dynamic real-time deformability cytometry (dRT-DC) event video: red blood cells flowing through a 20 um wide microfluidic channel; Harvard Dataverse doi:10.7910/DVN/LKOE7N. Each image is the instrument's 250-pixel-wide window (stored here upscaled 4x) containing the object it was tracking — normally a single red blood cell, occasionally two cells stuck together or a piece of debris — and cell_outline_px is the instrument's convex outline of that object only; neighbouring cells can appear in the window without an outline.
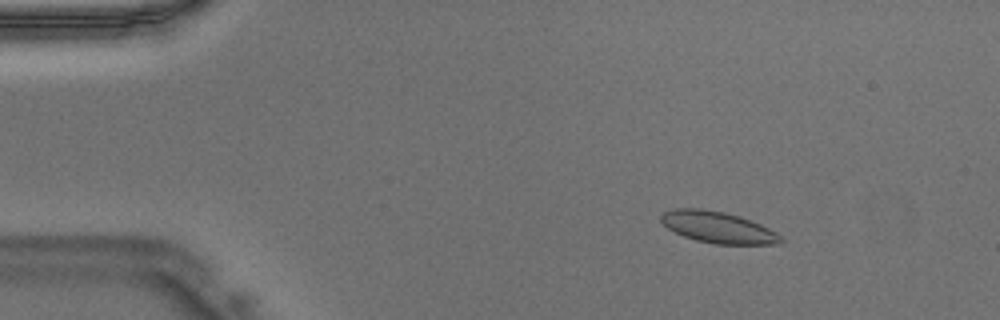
{"species": "Egyptian fruit bat (a non-hibernating species)", "species_latin": "Rousettus aegyptiacus", "temperature_condition": "warm", "stored_images_in_passage": 47, "camera_frame_rate_fps": 3000, "um_per_image_px": 0.085, "animal": {"sex": "male"}, "frame": {"image": 1, "passage_image": 7, "time_ms": 2.0, "image_size_px": [1000, 320], "cell_outline_px": [[784, 240], [780, 244], [716, 244], [696, 240], [684, 236], [668, 228], [660, 220], [660, 216], [664, 212], [676, 208], [700, 208], [724, 212], [740, 216], [760, 224], [776, 232]], "centroid_in_image_um": [61.03, 19.32], "position_along_channel_um": 24.0, "area_um2": 21.79}}
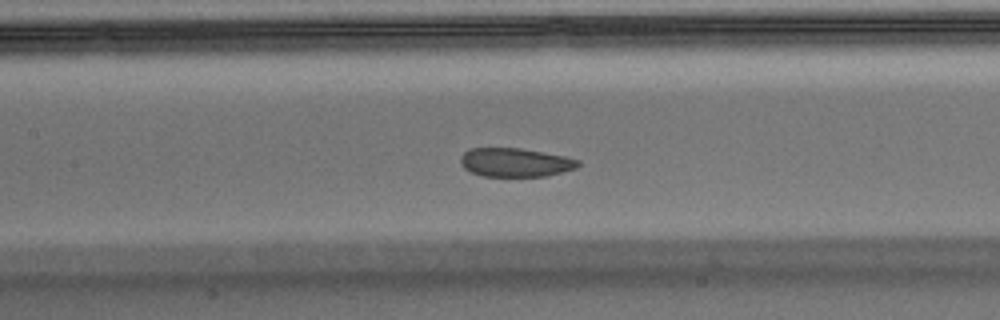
{"frame": {"image": 2, "passage_image": 22, "time_ms": 7.0, "image_size_px": [1000, 320], "cell_outline_px": [[580, 164], [576, 168], [548, 176], [484, 176], [472, 172], [464, 168], [460, 164], [460, 156], [464, 152], [472, 148], [520, 148], [564, 156], [580, 160]], "centroid_in_image_um": [43.79, 13.8], "position_along_channel_um": 163.6, "area_um2": 19.65}}
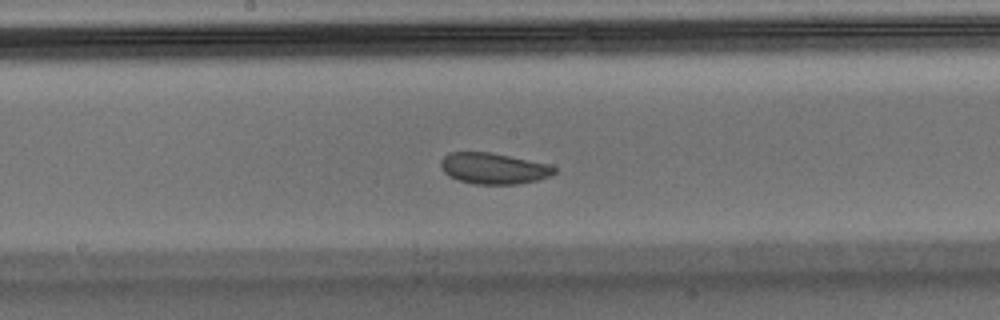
{"frame": {"image": 3, "passage_image": 25, "time_ms": 8.0, "image_size_px": [1000, 320], "cell_outline_px": [[556, 172], [548, 176], [536, 180], [516, 184], [472, 184], [448, 176], [444, 172], [440, 164], [440, 160], [448, 152], [488, 152], [548, 164], [556, 168]], "centroid_in_image_um": [41.9, 14.31], "position_along_channel_um": 206.3, "area_um2": 20.35}}